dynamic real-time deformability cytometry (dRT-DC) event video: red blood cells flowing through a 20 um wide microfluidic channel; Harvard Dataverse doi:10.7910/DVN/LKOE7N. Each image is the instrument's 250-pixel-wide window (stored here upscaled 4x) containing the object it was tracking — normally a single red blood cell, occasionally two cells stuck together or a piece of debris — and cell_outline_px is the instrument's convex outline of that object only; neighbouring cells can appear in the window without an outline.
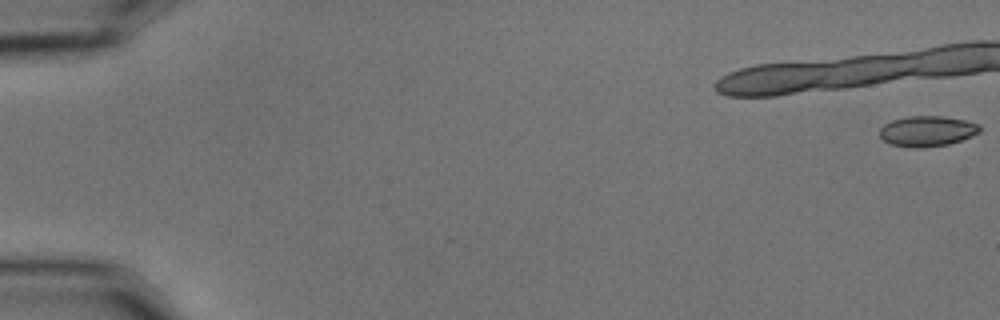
{"species": "common noctule bat (a hibernating species)", "species_latin": "Nyctalus noctula", "temperature_condition": "cold", "stored_images_in_passage": 21, "camera_frame_rate_fps": 3000, "um_per_image_px": 0.085, "animal": {"sex": "male", "body_mass_g": 15.6}, "frame": {"image": 1, "passage_image": 1, "time_ms": 0.0, "image_size_px": [1000, 320], "cell_outline_px": [[980, 132], [972, 136], [948, 144], [916, 148], [912, 148], [892, 144], [884, 140], [880, 136], [880, 128], [884, 124], [892, 120], [908, 116], [944, 116], [964, 120], [980, 124]], "centroid_in_image_um": [78.81, 11.13], "position_along_channel_um": 6.2, "area_um2": 17.69}}
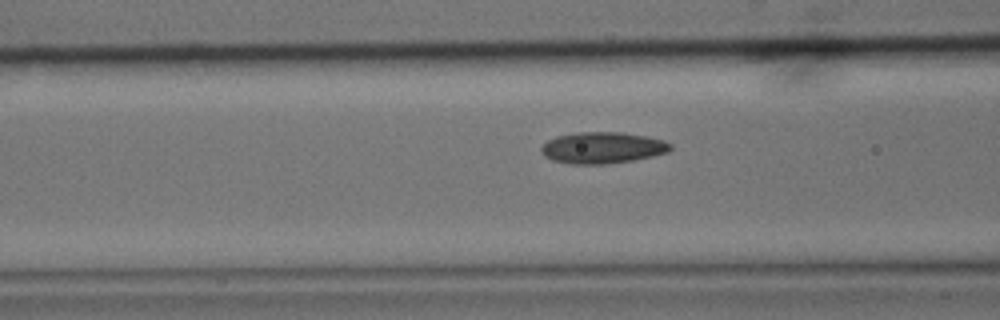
{"frame": {"image": 2, "passage_image": 18, "time_ms": 5.667, "image_size_px": [1000, 320], "cell_outline_px": [[672, 148], [668, 152], [652, 156], [632, 160], [604, 164], [572, 164], [552, 160], [544, 156], [540, 152], [540, 148], [548, 140], [556, 136], [576, 132], [620, 132], [648, 136], [664, 140], [672, 144]], "centroid_in_image_um": [51.21, 12.55], "position_along_channel_um": 115.4, "area_um2": 23.76}}